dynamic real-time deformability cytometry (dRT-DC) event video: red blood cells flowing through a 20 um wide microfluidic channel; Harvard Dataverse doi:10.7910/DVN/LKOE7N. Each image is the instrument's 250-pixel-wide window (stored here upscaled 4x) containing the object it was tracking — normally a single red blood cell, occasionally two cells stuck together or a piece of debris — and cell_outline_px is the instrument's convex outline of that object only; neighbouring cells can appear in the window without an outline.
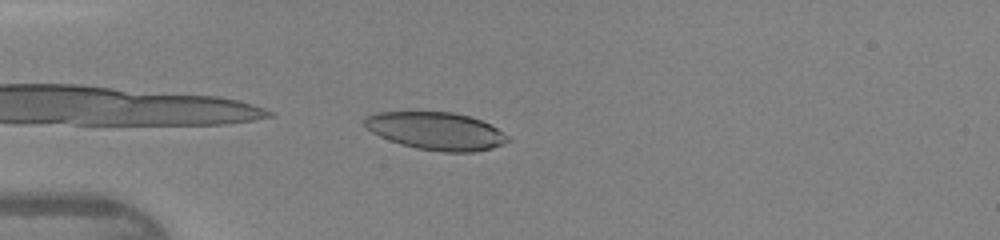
{"species": "human", "species_latin": "Homo sapiens", "temperature_condition": "warm", "stored_images_in_passage": 34, "camera_frame_rate_fps": 3000, "um_per_image_px": 0.085, "donor": {"sex": "female"}, "frame": {"image": 1, "passage_image": 1, "time_ms": 0.0, "image_size_px": [1000, 240], "cell_outline_px": [[512, 140], [492, 148], [472, 152], [444, 152], [416, 148], [400, 144], [388, 140], [372, 132], [360, 120], [376, 112], [452, 112], [468, 116], [480, 120], [496, 128], [508, 136]], "centroid_in_image_um": [37.05, 11.14], "position_along_channel_um": 48.0, "area_um2": 31.33}}
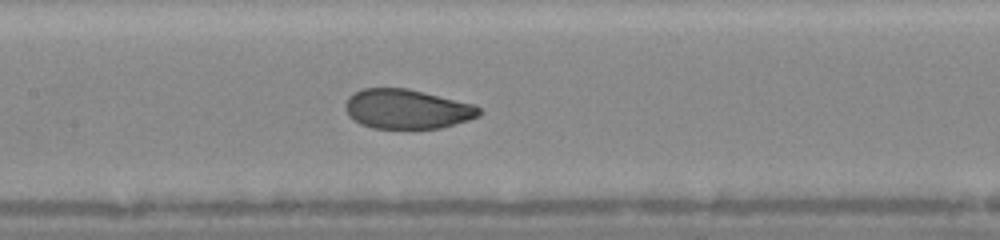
{"frame": {"image": 2, "passage_image": 11, "time_ms": 3.333, "image_size_px": [1000, 240], "cell_outline_px": [[480, 116], [468, 120], [440, 128], [372, 128], [360, 124], [348, 116], [344, 108], [344, 104], [348, 96], [352, 92], [364, 88], [408, 88], [476, 104], [480, 108]], "centroid_in_image_um": [34.57, 9.26], "position_along_channel_um": 172.8, "area_um2": 31.15}}
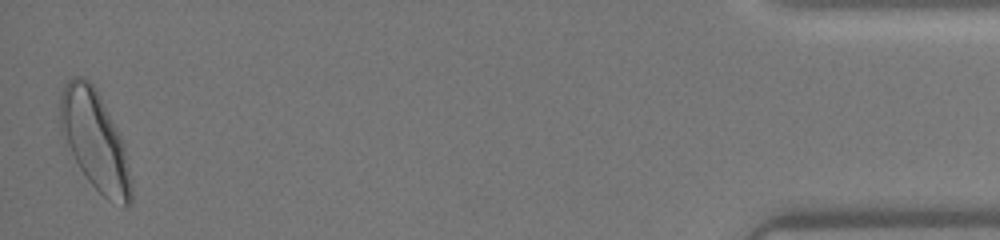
{"frame": {"image": 3, "passage_image": 34, "time_ms": 11.0, "image_size_px": [1000, 240], "cell_outline_px": [[132, 200], [124, 208], [108, 200], [88, 180], [80, 168], [68, 144], [60, 124], [60, 96], [64, 84], [68, 80], [76, 76], [80, 76], [88, 80], [96, 88], [124, 144], [132, 188]], "centroid_in_image_um": [8.08, 11.95], "position_along_channel_um": 427.1, "area_um2": 40.06}, "authors_computed_cell_mechanics": {"area_um2": 32.0501, "velocity_mm_per_s": 4.3514, "shape_relaxation_time_tau1_ms": 3.4383, "shape_relaxation_time_tau2_ms": 0.7353, "deformation_change_tau1": 0.1436, "deformation_change_tau2": 0.0527}}